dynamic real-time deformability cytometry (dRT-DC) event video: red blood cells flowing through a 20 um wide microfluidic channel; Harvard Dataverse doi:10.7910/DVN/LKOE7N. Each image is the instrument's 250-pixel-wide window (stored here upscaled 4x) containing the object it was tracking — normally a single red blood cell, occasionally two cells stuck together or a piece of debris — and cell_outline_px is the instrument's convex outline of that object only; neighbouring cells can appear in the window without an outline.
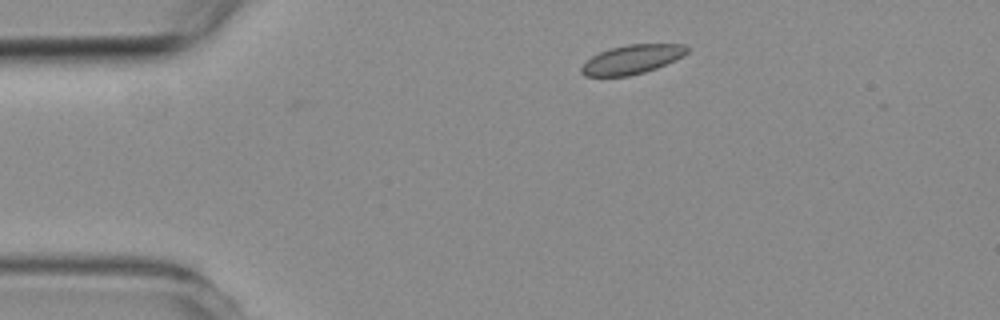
{"species": "common noctule bat (a hibernating species)", "species_latin": "Nyctalus noctula", "temperature_condition": "room temperature", "stored_images_in_passage": 2, "camera_frame_rate_fps": 3000, "um_per_image_px": 0.085, "animal": {"sex": "female", "body_mass_g": 19.3, "forearm_length_mm": 54.1}, "frame": {"image": 1, "passage_image": 2, "time_ms": 1.0, "image_size_px": [1000, 320], "cell_outline_px": [[688, 52], [656, 68], [644, 72], [628, 76], [584, 76], [580, 72], [580, 68], [592, 56], [600, 52], [612, 48], [628, 44], [684, 44], [688, 48]], "centroid_in_image_um": [53.68, 5.05], "position_along_channel_um": 31.3, "area_um2": 17.51}}